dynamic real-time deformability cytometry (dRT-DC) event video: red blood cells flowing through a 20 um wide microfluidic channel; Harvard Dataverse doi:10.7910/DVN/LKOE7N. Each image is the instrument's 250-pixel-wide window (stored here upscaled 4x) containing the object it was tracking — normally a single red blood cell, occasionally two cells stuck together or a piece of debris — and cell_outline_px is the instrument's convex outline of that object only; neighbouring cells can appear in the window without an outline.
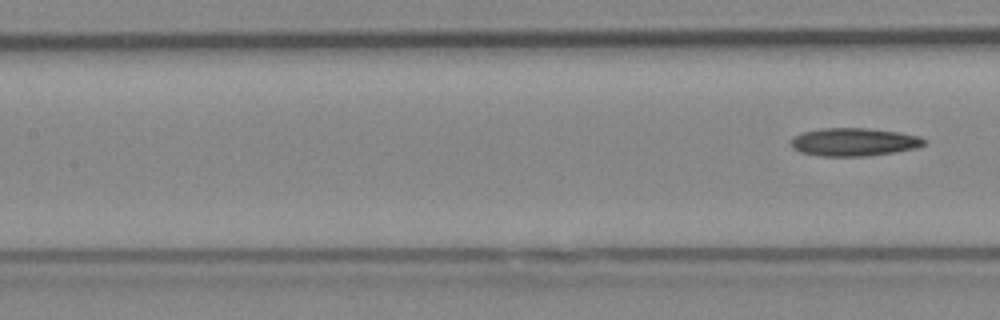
{"species": "Egyptian fruit bat (a non-hibernating species)", "species_latin": "Rousettus aegyptiacus", "temperature_condition": "cold", "stored_images_in_passage": 7, "segment_of_instrument_passage": [2, 2], "camera_frame_rate_fps": 3000, "um_per_image_px": 0.085, "animal": {"sex": "female"}, "frame": {"image": 1, "passage_image": 7, "time_ms": 2.0, "image_size_px": [1000, 320], "cell_outline_px": [[928, 144], [916, 148], [892, 152], [864, 156], [820, 156], [800, 152], [792, 148], [792, 136], [804, 132], [820, 128], [868, 128], [896, 132], [920, 136], [928, 140]], "centroid_in_image_um": [72.6, 12.06], "position_along_channel_um": 134.8, "area_um2": 21.79}}